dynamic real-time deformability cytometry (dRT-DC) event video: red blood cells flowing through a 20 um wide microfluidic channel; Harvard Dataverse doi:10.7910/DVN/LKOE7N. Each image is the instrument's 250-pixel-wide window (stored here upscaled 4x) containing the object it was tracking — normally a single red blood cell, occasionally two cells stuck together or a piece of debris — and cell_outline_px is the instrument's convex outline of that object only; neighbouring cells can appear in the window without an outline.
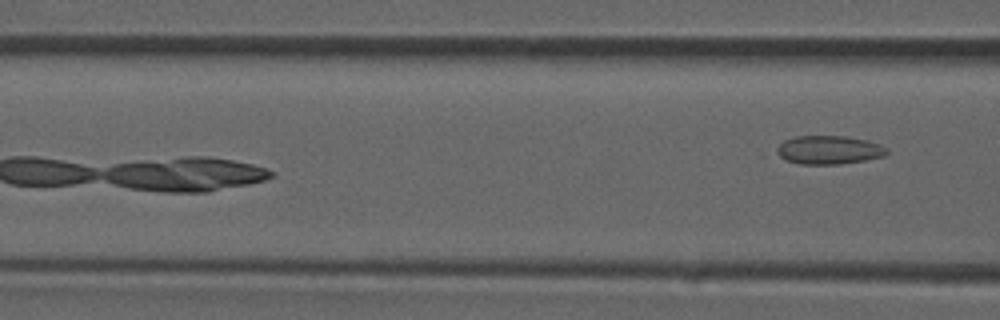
{"species": "common noctule bat (a hibernating species)", "species_latin": "Nyctalus noctula", "temperature_condition": "room temperature", "stored_images_in_passage": 19, "camera_frame_rate_fps": 3000, "um_per_image_px": 0.085, "animal": {"sex": "male", "forearm_length_mm": 52.5}, "frame": {"image": 1, "passage_image": 19, "time_ms": 6.0, "image_size_px": [1000, 320], "cell_outline_px": [[888, 152], [884, 156], [864, 160], [840, 164], [800, 164], [760, 156], [784, 140], [796, 136], [844, 136], [868, 140], [880, 144], [888, 148]], "centroid_in_image_um": [70.18, 12.76], "position_along_channel_um": 96.4, "area_um2": 19.54}}